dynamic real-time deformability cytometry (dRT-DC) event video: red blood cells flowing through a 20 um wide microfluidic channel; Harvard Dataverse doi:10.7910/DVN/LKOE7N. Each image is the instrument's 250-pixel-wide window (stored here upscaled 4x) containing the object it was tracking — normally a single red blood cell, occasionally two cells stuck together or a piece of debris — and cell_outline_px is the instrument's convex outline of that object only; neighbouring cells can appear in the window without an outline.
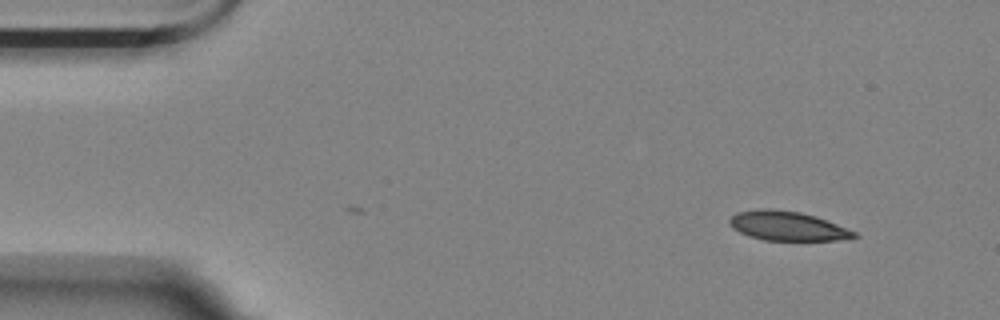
{"species": "Egyptian fruit bat (a non-hibernating species)", "species_latin": "Rousettus aegyptiacus", "temperature_condition": "room temperature", "stored_images_in_passage": 2, "camera_frame_rate_fps": 3000, "um_per_image_px": 0.085, "animal": {"sex": "female"}, "frame": {"image": 1, "passage_image": 2, "time_ms": 1.333, "image_size_px": [1000, 320], "cell_outline_px": [[860, 236], [836, 240], [764, 240], [748, 236], [732, 228], [728, 224], [728, 220], [736, 212], [760, 208], [772, 208], [800, 212], [816, 216], [856, 232]], "centroid_in_image_um": [66.88, 19.19], "position_along_channel_um": 18.1, "area_um2": 21.33}}